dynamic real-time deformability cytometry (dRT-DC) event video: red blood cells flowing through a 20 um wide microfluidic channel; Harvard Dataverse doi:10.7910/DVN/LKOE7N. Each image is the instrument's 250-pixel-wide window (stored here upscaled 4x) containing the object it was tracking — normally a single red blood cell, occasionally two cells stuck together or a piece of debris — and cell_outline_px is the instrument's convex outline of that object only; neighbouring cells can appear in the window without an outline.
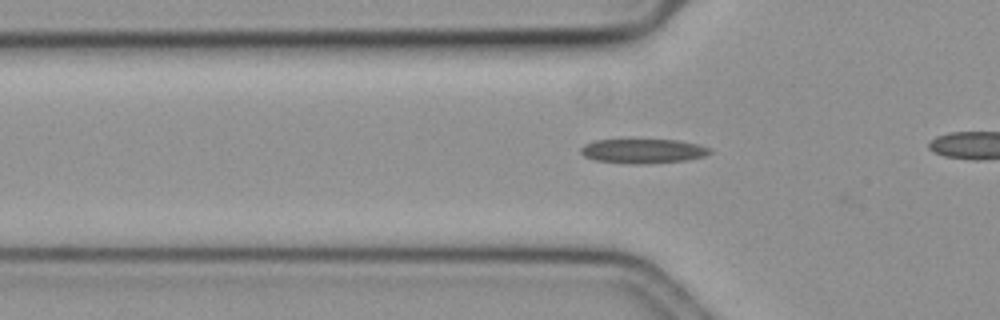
{"species": "common noctule bat (a hibernating species)", "species_latin": "Nyctalus noctula", "temperature_condition": "cold", "stored_images_in_passage": 9, "camera_frame_rate_fps": 3000, "um_per_image_px": 0.085, "animal": {"sex": "female", "body_mass_g": 19.3, "forearm_length_mm": 54.1}, "frame": {"image": 1, "passage_image": 7, "time_ms": 2.0, "image_size_px": [1000, 320], "cell_outline_px": [[712, 152], [704, 156], [688, 160], [640, 164], [628, 164], [596, 160], [584, 156], [580, 152], [580, 148], [584, 144], [596, 140], [676, 140], [696, 144], [712, 148]], "centroid_in_image_um": [54.65, 12.84], "position_along_channel_um": 71.1, "area_um2": 18.32}}